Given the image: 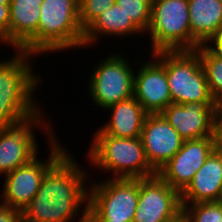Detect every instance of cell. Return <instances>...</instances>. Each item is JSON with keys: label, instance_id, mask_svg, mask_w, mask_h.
<instances>
[{"label": "cell", "instance_id": "cell-23", "mask_svg": "<svg viewBox=\"0 0 222 222\" xmlns=\"http://www.w3.org/2000/svg\"><path fill=\"white\" fill-rule=\"evenodd\" d=\"M183 211L194 222H222V204L219 201L187 204Z\"/></svg>", "mask_w": 222, "mask_h": 222}, {"label": "cell", "instance_id": "cell-12", "mask_svg": "<svg viewBox=\"0 0 222 222\" xmlns=\"http://www.w3.org/2000/svg\"><path fill=\"white\" fill-rule=\"evenodd\" d=\"M214 150V137L185 140L181 149L157 174L181 193Z\"/></svg>", "mask_w": 222, "mask_h": 222}, {"label": "cell", "instance_id": "cell-16", "mask_svg": "<svg viewBox=\"0 0 222 222\" xmlns=\"http://www.w3.org/2000/svg\"><path fill=\"white\" fill-rule=\"evenodd\" d=\"M184 208L187 204L218 202L222 196V156L214 150L191 182L180 193Z\"/></svg>", "mask_w": 222, "mask_h": 222}, {"label": "cell", "instance_id": "cell-10", "mask_svg": "<svg viewBox=\"0 0 222 222\" xmlns=\"http://www.w3.org/2000/svg\"><path fill=\"white\" fill-rule=\"evenodd\" d=\"M89 185V204L103 218L133 222L139 198V178H108Z\"/></svg>", "mask_w": 222, "mask_h": 222}, {"label": "cell", "instance_id": "cell-32", "mask_svg": "<svg viewBox=\"0 0 222 222\" xmlns=\"http://www.w3.org/2000/svg\"><path fill=\"white\" fill-rule=\"evenodd\" d=\"M169 222H184L183 220V211H182V214L178 217H176L175 219H173L172 221H169Z\"/></svg>", "mask_w": 222, "mask_h": 222}, {"label": "cell", "instance_id": "cell-25", "mask_svg": "<svg viewBox=\"0 0 222 222\" xmlns=\"http://www.w3.org/2000/svg\"><path fill=\"white\" fill-rule=\"evenodd\" d=\"M0 42L9 45V5L0 4Z\"/></svg>", "mask_w": 222, "mask_h": 222}, {"label": "cell", "instance_id": "cell-13", "mask_svg": "<svg viewBox=\"0 0 222 222\" xmlns=\"http://www.w3.org/2000/svg\"><path fill=\"white\" fill-rule=\"evenodd\" d=\"M141 139L146 158L157 173L175 156L184 142L161 113L148 114Z\"/></svg>", "mask_w": 222, "mask_h": 222}, {"label": "cell", "instance_id": "cell-2", "mask_svg": "<svg viewBox=\"0 0 222 222\" xmlns=\"http://www.w3.org/2000/svg\"><path fill=\"white\" fill-rule=\"evenodd\" d=\"M16 52L9 60L0 61V128L41 108L34 99L41 78L35 76L37 73L30 64L31 57L33 60L37 55L21 50Z\"/></svg>", "mask_w": 222, "mask_h": 222}, {"label": "cell", "instance_id": "cell-15", "mask_svg": "<svg viewBox=\"0 0 222 222\" xmlns=\"http://www.w3.org/2000/svg\"><path fill=\"white\" fill-rule=\"evenodd\" d=\"M216 104V102L172 103L161 114L184 141L213 137Z\"/></svg>", "mask_w": 222, "mask_h": 222}, {"label": "cell", "instance_id": "cell-11", "mask_svg": "<svg viewBox=\"0 0 222 222\" xmlns=\"http://www.w3.org/2000/svg\"><path fill=\"white\" fill-rule=\"evenodd\" d=\"M182 211L180 192L158 174L139 178V198L133 222H169Z\"/></svg>", "mask_w": 222, "mask_h": 222}, {"label": "cell", "instance_id": "cell-18", "mask_svg": "<svg viewBox=\"0 0 222 222\" xmlns=\"http://www.w3.org/2000/svg\"><path fill=\"white\" fill-rule=\"evenodd\" d=\"M191 50L208 44L222 29V1L188 0Z\"/></svg>", "mask_w": 222, "mask_h": 222}, {"label": "cell", "instance_id": "cell-34", "mask_svg": "<svg viewBox=\"0 0 222 222\" xmlns=\"http://www.w3.org/2000/svg\"><path fill=\"white\" fill-rule=\"evenodd\" d=\"M82 214H81V216H80V218L78 219V221L77 222H83V220H84V215H85V211H86V207H84V209L82 208Z\"/></svg>", "mask_w": 222, "mask_h": 222}, {"label": "cell", "instance_id": "cell-29", "mask_svg": "<svg viewBox=\"0 0 222 222\" xmlns=\"http://www.w3.org/2000/svg\"><path fill=\"white\" fill-rule=\"evenodd\" d=\"M43 3V0H11L9 6H26L38 8Z\"/></svg>", "mask_w": 222, "mask_h": 222}, {"label": "cell", "instance_id": "cell-28", "mask_svg": "<svg viewBox=\"0 0 222 222\" xmlns=\"http://www.w3.org/2000/svg\"><path fill=\"white\" fill-rule=\"evenodd\" d=\"M214 134H222V102H218L215 107Z\"/></svg>", "mask_w": 222, "mask_h": 222}, {"label": "cell", "instance_id": "cell-19", "mask_svg": "<svg viewBox=\"0 0 222 222\" xmlns=\"http://www.w3.org/2000/svg\"><path fill=\"white\" fill-rule=\"evenodd\" d=\"M40 7L9 6V46L38 55Z\"/></svg>", "mask_w": 222, "mask_h": 222}, {"label": "cell", "instance_id": "cell-3", "mask_svg": "<svg viewBox=\"0 0 222 222\" xmlns=\"http://www.w3.org/2000/svg\"><path fill=\"white\" fill-rule=\"evenodd\" d=\"M91 142L88 161L97 169L112 173L108 178H148L157 174L146 158L141 137L95 135Z\"/></svg>", "mask_w": 222, "mask_h": 222}, {"label": "cell", "instance_id": "cell-1", "mask_svg": "<svg viewBox=\"0 0 222 222\" xmlns=\"http://www.w3.org/2000/svg\"><path fill=\"white\" fill-rule=\"evenodd\" d=\"M70 154L67 151L46 172L37 194L22 211V222H73L81 207H87L88 170Z\"/></svg>", "mask_w": 222, "mask_h": 222}, {"label": "cell", "instance_id": "cell-17", "mask_svg": "<svg viewBox=\"0 0 222 222\" xmlns=\"http://www.w3.org/2000/svg\"><path fill=\"white\" fill-rule=\"evenodd\" d=\"M110 119L94 135H110L116 138H138L148 113L133 96L106 108Z\"/></svg>", "mask_w": 222, "mask_h": 222}, {"label": "cell", "instance_id": "cell-5", "mask_svg": "<svg viewBox=\"0 0 222 222\" xmlns=\"http://www.w3.org/2000/svg\"><path fill=\"white\" fill-rule=\"evenodd\" d=\"M151 55L165 68L172 103L215 102L202 61L195 50L160 51Z\"/></svg>", "mask_w": 222, "mask_h": 222}, {"label": "cell", "instance_id": "cell-14", "mask_svg": "<svg viewBox=\"0 0 222 222\" xmlns=\"http://www.w3.org/2000/svg\"><path fill=\"white\" fill-rule=\"evenodd\" d=\"M151 59L139 64L134 73L133 96L148 114H159L172 104V98L164 66L153 55Z\"/></svg>", "mask_w": 222, "mask_h": 222}, {"label": "cell", "instance_id": "cell-22", "mask_svg": "<svg viewBox=\"0 0 222 222\" xmlns=\"http://www.w3.org/2000/svg\"><path fill=\"white\" fill-rule=\"evenodd\" d=\"M115 3L143 33H147L151 19L152 0H115Z\"/></svg>", "mask_w": 222, "mask_h": 222}, {"label": "cell", "instance_id": "cell-30", "mask_svg": "<svg viewBox=\"0 0 222 222\" xmlns=\"http://www.w3.org/2000/svg\"><path fill=\"white\" fill-rule=\"evenodd\" d=\"M208 45L218 54L222 55V29L217 35L208 43Z\"/></svg>", "mask_w": 222, "mask_h": 222}, {"label": "cell", "instance_id": "cell-4", "mask_svg": "<svg viewBox=\"0 0 222 222\" xmlns=\"http://www.w3.org/2000/svg\"><path fill=\"white\" fill-rule=\"evenodd\" d=\"M79 0H43L38 23V55L83 47Z\"/></svg>", "mask_w": 222, "mask_h": 222}, {"label": "cell", "instance_id": "cell-20", "mask_svg": "<svg viewBox=\"0 0 222 222\" xmlns=\"http://www.w3.org/2000/svg\"><path fill=\"white\" fill-rule=\"evenodd\" d=\"M143 33L129 16L115 3L97 17L85 30L83 35V47L98 44L100 36L124 39L127 36ZM119 36V37H118ZM124 36V37H123ZM99 37V38H98Z\"/></svg>", "mask_w": 222, "mask_h": 222}, {"label": "cell", "instance_id": "cell-8", "mask_svg": "<svg viewBox=\"0 0 222 222\" xmlns=\"http://www.w3.org/2000/svg\"><path fill=\"white\" fill-rule=\"evenodd\" d=\"M99 62L88 82L92 103L105 110L133 97L135 69L130 66V60L114 52Z\"/></svg>", "mask_w": 222, "mask_h": 222}, {"label": "cell", "instance_id": "cell-24", "mask_svg": "<svg viewBox=\"0 0 222 222\" xmlns=\"http://www.w3.org/2000/svg\"><path fill=\"white\" fill-rule=\"evenodd\" d=\"M78 2L79 21L83 30L115 4V0H79Z\"/></svg>", "mask_w": 222, "mask_h": 222}, {"label": "cell", "instance_id": "cell-27", "mask_svg": "<svg viewBox=\"0 0 222 222\" xmlns=\"http://www.w3.org/2000/svg\"><path fill=\"white\" fill-rule=\"evenodd\" d=\"M83 222H124L103 218L89 203L86 207Z\"/></svg>", "mask_w": 222, "mask_h": 222}, {"label": "cell", "instance_id": "cell-21", "mask_svg": "<svg viewBox=\"0 0 222 222\" xmlns=\"http://www.w3.org/2000/svg\"><path fill=\"white\" fill-rule=\"evenodd\" d=\"M195 51L202 61L211 96L216 103L222 102V55L208 44L200 45Z\"/></svg>", "mask_w": 222, "mask_h": 222}, {"label": "cell", "instance_id": "cell-26", "mask_svg": "<svg viewBox=\"0 0 222 222\" xmlns=\"http://www.w3.org/2000/svg\"><path fill=\"white\" fill-rule=\"evenodd\" d=\"M0 222H22V211L0 204Z\"/></svg>", "mask_w": 222, "mask_h": 222}, {"label": "cell", "instance_id": "cell-9", "mask_svg": "<svg viewBox=\"0 0 222 222\" xmlns=\"http://www.w3.org/2000/svg\"><path fill=\"white\" fill-rule=\"evenodd\" d=\"M54 137L48 141L51 146L47 159L40 160L37 156L28 163L4 175L3 192L0 204L20 211L31 202L37 194L46 172L68 151Z\"/></svg>", "mask_w": 222, "mask_h": 222}, {"label": "cell", "instance_id": "cell-31", "mask_svg": "<svg viewBox=\"0 0 222 222\" xmlns=\"http://www.w3.org/2000/svg\"><path fill=\"white\" fill-rule=\"evenodd\" d=\"M215 150L222 156V134H214Z\"/></svg>", "mask_w": 222, "mask_h": 222}, {"label": "cell", "instance_id": "cell-6", "mask_svg": "<svg viewBox=\"0 0 222 222\" xmlns=\"http://www.w3.org/2000/svg\"><path fill=\"white\" fill-rule=\"evenodd\" d=\"M151 53L191 51L188 0H152L147 30Z\"/></svg>", "mask_w": 222, "mask_h": 222}, {"label": "cell", "instance_id": "cell-33", "mask_svg": "<svg viewBox=\"0 0 222 222\" xmlns=\"http://www.w3.org/2000/svg\"><path fill=\"white\" fill-rule=\"evenodd\" d=\"M184 222H194L184 211H183Z\"/></svg>", "mask_w": 222, "mask_h": 222}, {"label": "cell", "instance_id": "cell-7", "mask_svg": "<svg viewBox=\"0 0 222 222\" xmlns=\"http://www.w3.org/2000/svg\"><path fill=\"white\" fill-rule=\"evenodd\" d=\"M41 109L20 121L0 128V175L14 171L38 155L34 128L37 130L41 127L49 141L57 136L52 131L50 123L43 119L44 113Z\"/></svg>", "mask_w": 222, "mask_h": 222}, {"label": "cell", "instance_id": "cell-35", "mask_svg": "<svg viewBox=\"0 0 222 222\" xmlns=\"http://www.w3.org/2000/svg\"><path fill=\"white\" fill-rule=\"evenodd\" d=\"M11 0H0L1 5H10Z\"/></svg>", "mask_w": 222, "mask_h": 222}]
</instances>
